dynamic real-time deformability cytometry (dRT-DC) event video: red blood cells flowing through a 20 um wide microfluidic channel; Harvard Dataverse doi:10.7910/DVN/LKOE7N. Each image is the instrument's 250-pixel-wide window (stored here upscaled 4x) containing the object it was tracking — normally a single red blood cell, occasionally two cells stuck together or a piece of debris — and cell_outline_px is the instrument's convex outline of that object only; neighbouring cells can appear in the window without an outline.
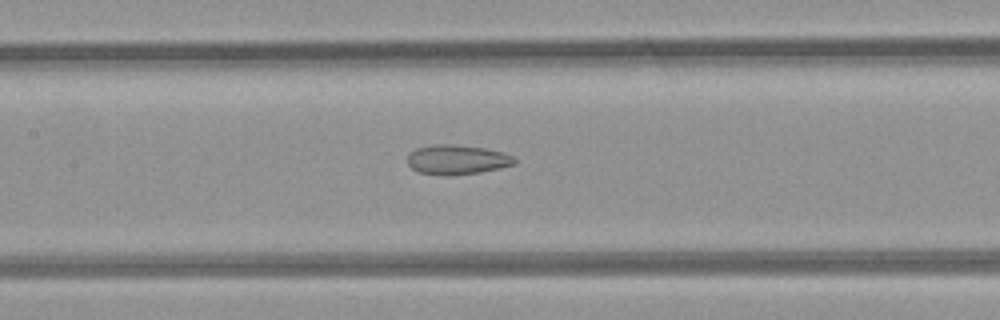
{"species": "common noctule bat (a hibernating species)", "species_latin": "Nyctalus noctula", "temperature_condition": "room temperature", "stored_images_in_passage": 27, "camera_frame_rate_fps": 3000, "um_per_image_px": 0.085, "animal": {"sex": "female", "body_mass_g": 21.9}, "frame": {"image": 1, "passage_image": 11, "time_ms": 3.333, "image_size_px": [1000, 320], "cell_outline_px": [[516, 164], [500, 168], [480, 172], [420, 172], [412, 168], [408, 164], [408, 156], [416, 148], [432, 144], [452, 144], [484, 148], [504, 152], [512, 156], [516, 160]], "centroid_in_image_um": [38.9, 13.51], "position_along_channel_um": 168.5, "area_um2": 17.57}}
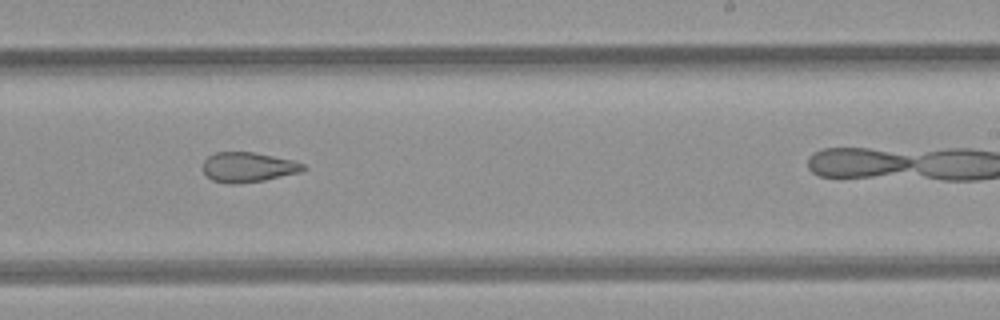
{"frame": {"image": 2, "passage_image": 18, "time_ms": 5.667, "image_size_px": [1000, 320], "cell_outline_px": [[304, 168], [300, 172], [264, 180], [236, 184], [228, 184], [212, 180], [200, 168], [204, 160], [208, 156], [216, 152], [252, 152], [292, 160], [304, 164]], "centroid_in_image_um": [21.02, 14.21], "position_along_channel_um": 268.0, "area_um2": 17.4}}
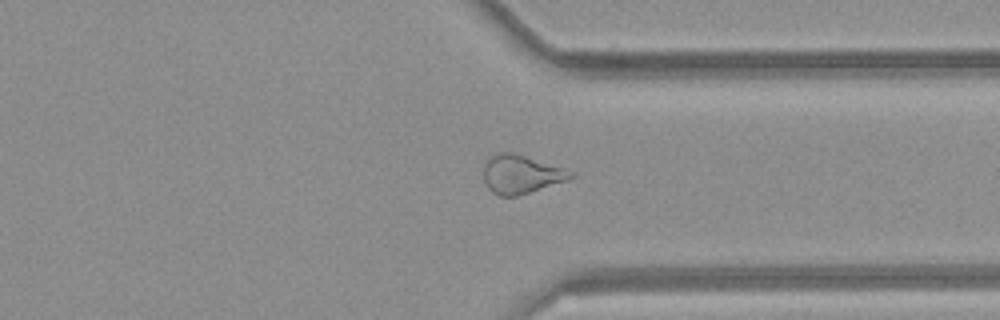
{"frame": {"image": 3, "passage_image": 25, "time_ms": 8.0, "image_size_px": [1000, 320], "cell_outline_px": [[576, 176], [572, 180], [516, 196], [500, 196], [492, 192], [488, 188], [484, 180], [484, 164], [496, 152], [512, 152], [564, 168], [572, 172]], "centroid_in_image_um": [44.32, 14.82], "position_along_channel_um": 367.1, "area_um2": 19.65}}